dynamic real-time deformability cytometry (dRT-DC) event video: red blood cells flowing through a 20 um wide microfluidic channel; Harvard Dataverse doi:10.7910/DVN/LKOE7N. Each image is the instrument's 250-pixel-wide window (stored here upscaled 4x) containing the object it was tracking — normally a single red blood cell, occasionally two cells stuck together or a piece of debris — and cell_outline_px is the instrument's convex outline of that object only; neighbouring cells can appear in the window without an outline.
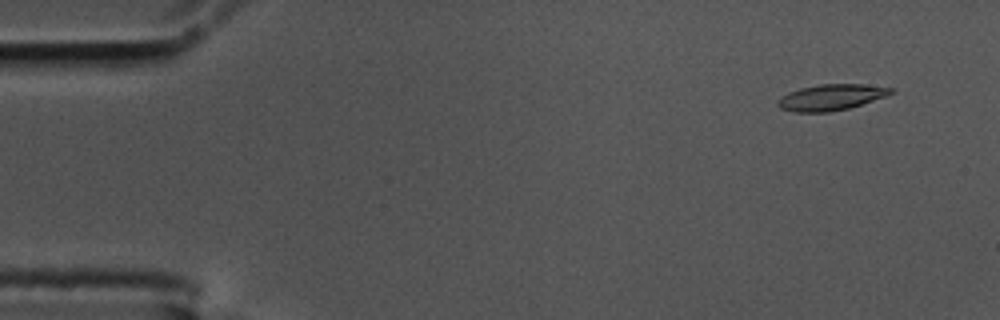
{"species": "common noctule bat (a hibernating species)", "species_latin": "Nyctalus noctula", "temperature_condition": "cold", "stored_images_in_passage": 55, "camera_frame_rate_fps": 3000, "um_per_image_px": 0.085, "animal": {"sex": "male", "body_mass_g": 17.5, "forearm_length_mm": 52.3}, "frame": {"image": 1, "passage_image": 1, "time_ms": 0.0, "image_size_px": [1000, 320], "cell_outline_px": [[892, 92], [888, 96], [848, 108], [828, 112], [796, 112], [780, 108], [776, 104], [776, 100], [780, 96], [788, 92], [800, 88], [820, 84], [860, 84], [892, 88]], "centroid_in_image_um": [70.59, 8.27], "position_along_channel_um": 14.4, "area_um2": 17.11}}
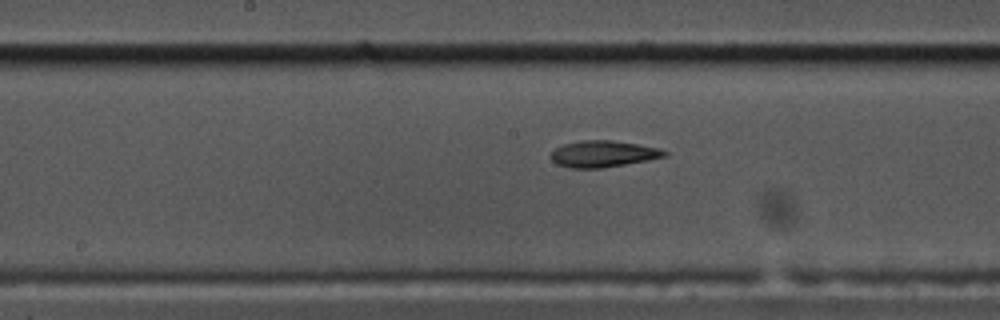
{"frame": {"image": 2, "passage_image": 26, "time_ms": 8.333, "image_size_px": [1000, 320], "cell_outline_px": [[668, 156], [648, 160], [600, 168], [568, 168], [556, 164], [548, 156], [556, 148], [564, 144], [580, 140], [612, 140], [660, 148], [668, 152]], "centroid_in_image_um": [51.25, 13.08], "position_along_channel_um": 197.0, "area_um2": 17.57}}
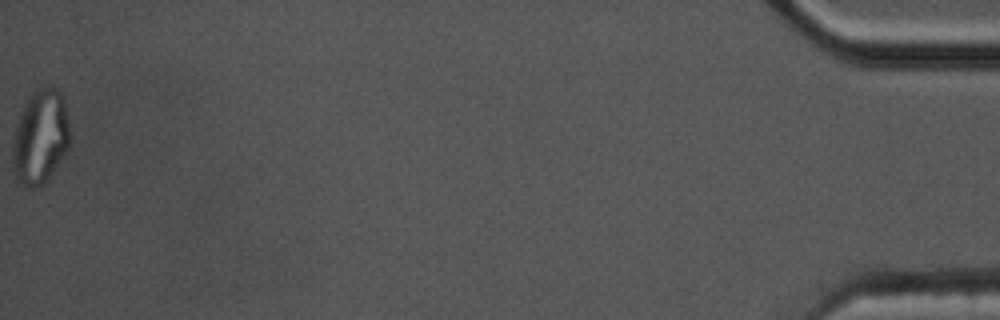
{"frame": {"image": 3, "passage_image": 55, "time_ms": 18.0, "image_size_px": [1000, 320], "cell_outline_px": [[68, 152], [48, 176], [40, 184], [32, 188], [20, 184], [16, 180], [12, 168], [12, 140], [24, 104], [28, 96], [36, 88], [44, 84], [52, 84], [64, 96], [68, 120]], "centroid_in_image_um": [3.41, 11.58], "position_along_channel_um": 431.8, "area_um2": 31.73}, "authors_computed_cell_mechanics": {"area_um2": 17.5712, "velocity_mm_per_s": 3.4755, "shape_relaxation_time_tau1_ms": 7.5828, "shape_relaxation_time_tau2_ms": 2.7321, "deformation_change_tau1": 0.2676, "deformation_change_tau2": 0.1083}}